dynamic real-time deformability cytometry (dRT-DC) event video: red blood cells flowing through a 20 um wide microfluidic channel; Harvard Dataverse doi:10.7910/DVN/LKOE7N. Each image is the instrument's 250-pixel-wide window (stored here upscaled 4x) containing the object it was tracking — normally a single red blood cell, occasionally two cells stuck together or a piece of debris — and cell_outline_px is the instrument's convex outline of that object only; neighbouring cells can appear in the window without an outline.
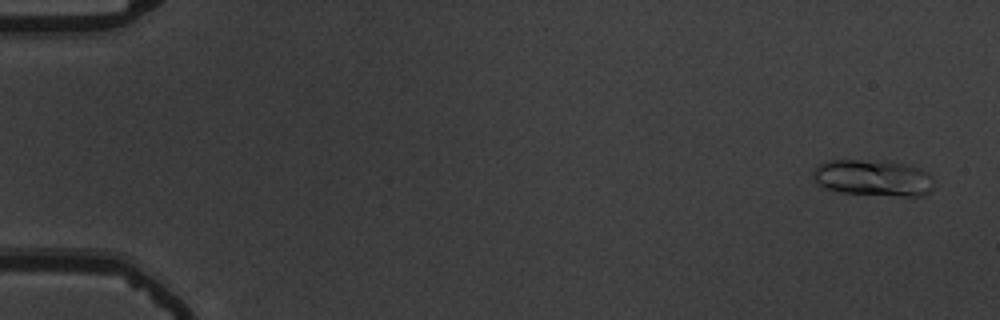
{"species": "common noctule bat (a hibernating species)", "species_latin": "Nyctalus noctula", "temperature_condition": "warm", "stored_images_in_passage": 52, "camera_frame_rate_fps": 3000, "um_per_image_px": 0.085, "animal": {"sex": "male", "body_mass_g": 19.5, "forearm_length_mm": 54.6}, "frame": {"image": 1, "passage_image": 1, "time_ms": 0.0, "image_size_px": [1000, 320], "cell_outline_px": [[932, 188], [928, 192], [920, 196], [904, 196], [840, 192], [820, 188], [816, 184], [812, 176], [812, 172], [820, 164], [832, 160], [860, 160], [904, 164], [920, 168], [928, 172], [932, 176]], "centroid_in_image_um": [74.17, 15.13], "position_along_channel_um": 10.8, "area_um2": 25.43}}
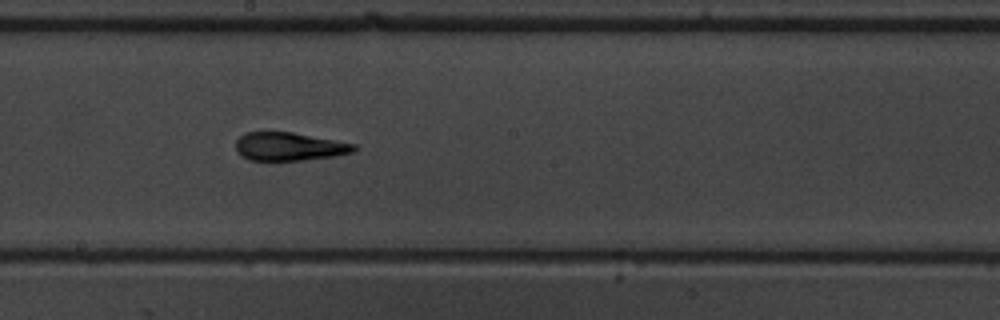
{"frame": {"image": 2, "passage_image": 30, "time_ms": 9.667, "image_size_px": [1000, 320], "cell_outline_px": [[360, 148], [352, 152], [332, 156], [304, 160], [248, 160], [240, 156], [236, 152], [236, 140], [244, 132], [292, 132], [356, 144]], "centroid_in_image_um": [24.55, 12.45], "position_along_channel_um": 223.6, "area_um2": 19.54}}
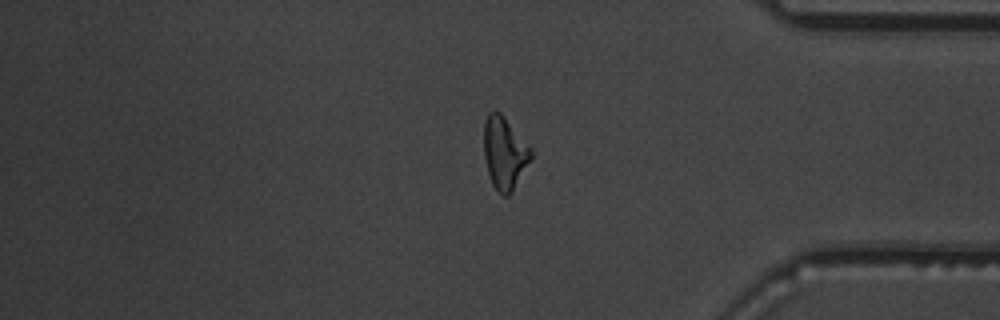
{"frame": {"image": 3, "passage_image": 45, "time_ms": 14.667, "image_size_px": [1000, 320], "cell_outline_px": [[536, 152], [512, 192], [508, 196], [504, 196], [492, 184], [488, 172], [484, 156], [484, 124], [488, 112], [500, 112], [504, 116]], "centroid_in_image_um": [42.92, 13.0], "position_along_channel_um": 392.3, "area_um2": 20.06}}